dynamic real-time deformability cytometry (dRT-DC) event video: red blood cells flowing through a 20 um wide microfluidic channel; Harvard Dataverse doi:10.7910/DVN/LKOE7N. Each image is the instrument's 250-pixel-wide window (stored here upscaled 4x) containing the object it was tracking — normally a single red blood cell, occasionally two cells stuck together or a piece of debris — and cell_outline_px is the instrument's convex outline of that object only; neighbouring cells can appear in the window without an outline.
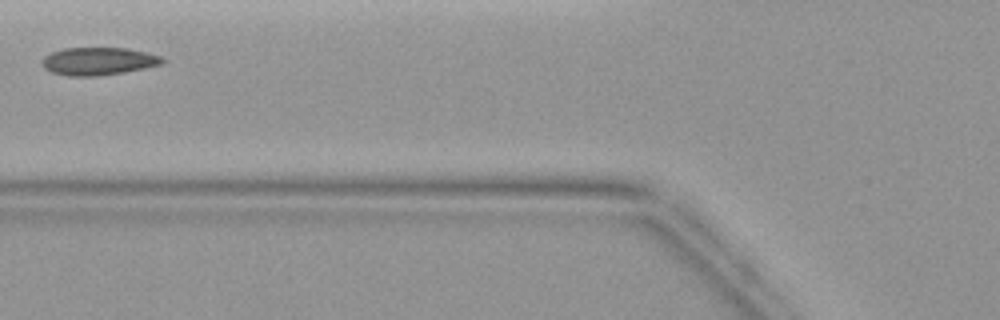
{"species": "common noctule bat (a hibernating species)", "species_latin": "Nyctalus noctula", "temperature_condition": "warm", "stored_images_in_passage": 2, "camera_frame_rate_fps": 3000, "um_per_image_px": 0.085, "animal": {"sex": "female", "body_mass_g": 19.9}, "frame": {"image": 1, "passage_image": 2, "time_ms": 1.333, "image_size_px": [1000, 320], "cell_outline_px": [[168, 60], [160, 64], [144, 68], [124, 72], [96, 76], [68, 76], [52, 72], [44, 68], [40, 64], [40, 60], [44, 56], [52, 52], [64, 48], [128, 48], [148, 52], [160, 56]], "centroid_in_image_um": [8.35, 5.2], "position_along_channel_um": 117.5, "area_um2": 19.59}}